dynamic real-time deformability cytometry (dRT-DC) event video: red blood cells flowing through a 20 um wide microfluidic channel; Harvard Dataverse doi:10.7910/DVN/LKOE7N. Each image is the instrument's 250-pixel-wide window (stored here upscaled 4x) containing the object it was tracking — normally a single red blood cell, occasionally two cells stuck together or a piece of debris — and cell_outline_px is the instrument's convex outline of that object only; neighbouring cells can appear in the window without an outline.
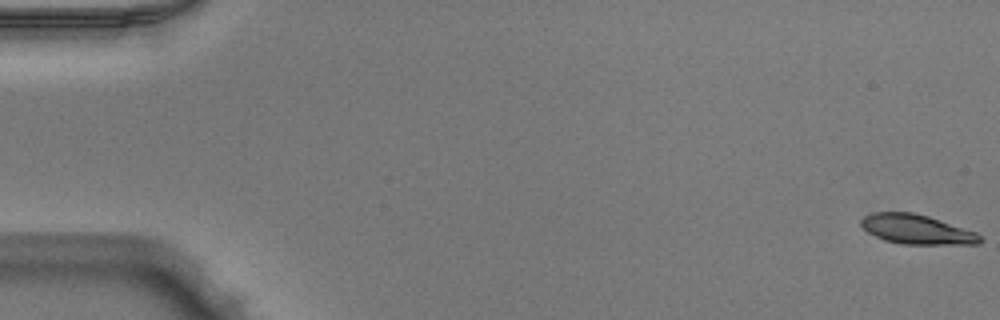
{"species": "Egyptian fruit bat (a non-hibernating species)", "species_latin": "Rousettus aegyptiacus", "temperature_condition": "warm", "stored_images_in_passage": 20, "camera_frame_rate_fps": 3000, "um_per_image_px": 0.085, "animal": {"sex": "male"}, "frame": {"image": 1, "passage_image": 1, "time_ms": 0.0, "image_size_px": [1000, 320], "cell_outline_px": [[984, 240], [980, 244], [904, 244], [884, 240], [868, 232], [860, 224], [860, 220], [864, 216], [872, 212], [912, 212], [928, 216], [976, 232]], "centroid_in_image_um": [77.92, 19.49], "position_along_channel_um": 7.1, "area_um2": 20.4}}
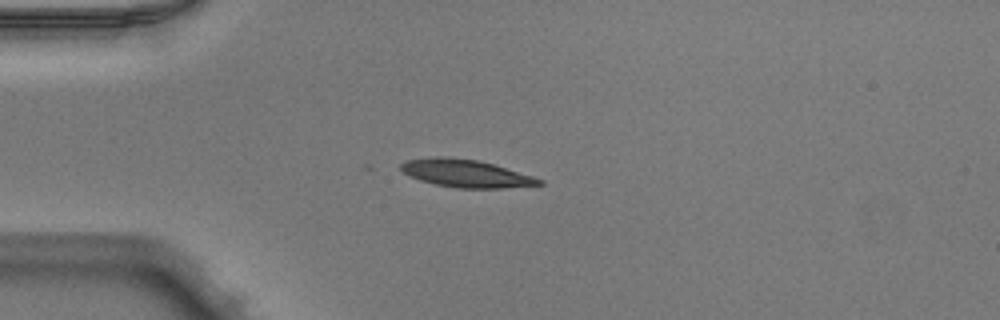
{"frame": {"image": 2, "passage_image": 14, "time_ms": 4.333, "image_size_px": [1000, 320], "cell_outline_px": [[544, 184], [500, 188], [456, 188], [436, 184], [420, 180], [404, 172], [400, 168], [400, 164], [408, 160], [476, 160], [492, 164], [532, 176], [544, 180]], "centroid_in_image_um": [39.7, 14.81], "position_along_channel_um": 45.3, "area_um2": 20.81}}
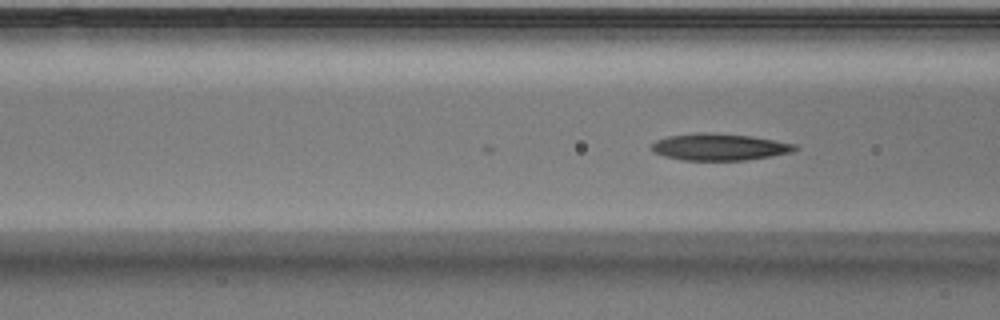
{"frame": {"image": 3, "passage_image": 20, "time_ms": 6.333, "image_size_px": [1000, 320], "cell_outline_px": [[800, 148], [792, 152], [744, 160], [680, 160], [664, 156], [652, 152], [648, 148], [656, 140], [668, 136], [696, 132], [712, 132], [752, 136], [796, 144]], "centroid_in_image_um": [61.09, 12.48], "position_along_channel_um": 105.5, "area_um2": 22.6}}